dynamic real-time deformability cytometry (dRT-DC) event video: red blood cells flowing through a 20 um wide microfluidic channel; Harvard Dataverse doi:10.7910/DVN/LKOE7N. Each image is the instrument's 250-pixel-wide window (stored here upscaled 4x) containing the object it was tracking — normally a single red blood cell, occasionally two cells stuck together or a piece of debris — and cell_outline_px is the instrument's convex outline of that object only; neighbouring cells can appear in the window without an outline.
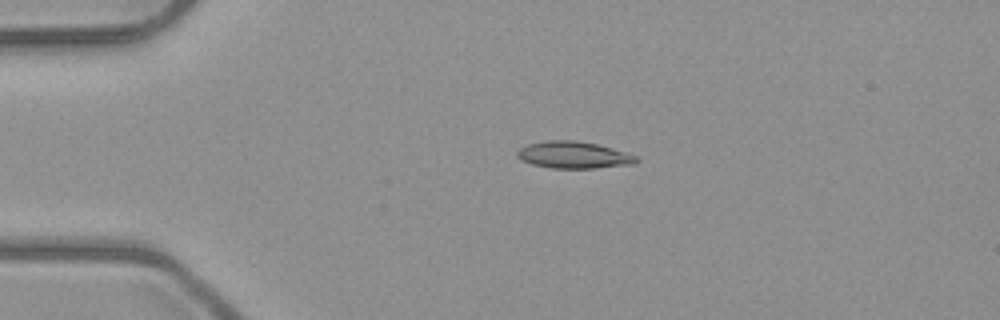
{"species": "common noctule bat (a hibernating species)", "species_latin": "Nyctalus noctula", "temperature_condition": "room temperature", "stored_images_in_passage": 4, "camera_frame_rate_fps": 3000, "um_per_image_px": 0.085, "animal": {"sex": "male", "body_mass_g": 23.1, "forearm_length_mm": 52.7}, "frame": {"image": 1, "passage_image": 3, "time_ms": 2.333, "image_size_px": [1000, 320], "cell_outline_px": [[640, 160], [636, 164], [596, 168], [552, 168], [532, 164], [520, 160], [516, 156], [516, 152], [520, 148], [528, 144], [548, 140], [572, 140], [596, 144], [624, 152], [636, 156]], "centroid_in_image_um": [48.74, 13.18], "position_along_channel_um": 36.3, "area_um2": 18.61}}